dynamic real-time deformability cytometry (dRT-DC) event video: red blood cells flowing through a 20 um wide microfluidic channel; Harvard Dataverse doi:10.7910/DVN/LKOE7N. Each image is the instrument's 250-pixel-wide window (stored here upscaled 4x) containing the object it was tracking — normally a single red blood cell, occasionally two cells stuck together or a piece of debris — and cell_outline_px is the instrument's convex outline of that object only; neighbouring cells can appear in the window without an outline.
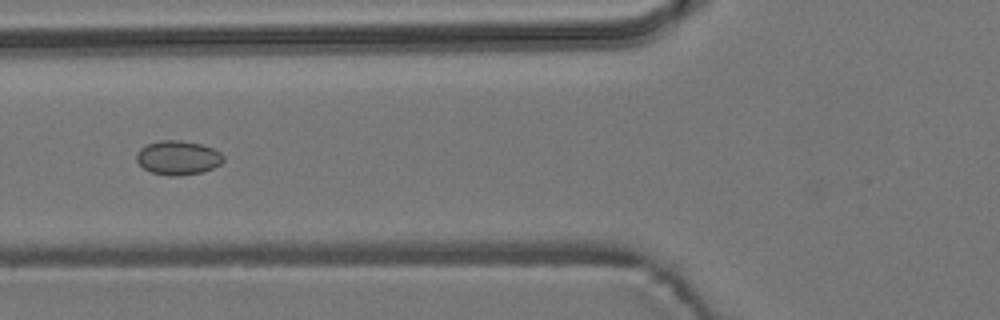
{"species": "common noctule bat (a hibernating species)", "species_latin": "Nyctalus noctula", "temperature_condition": "room temperature", "stored_images_in_passage": 6, "camera_frame_rate_fps": 3000, "um_per_image_px": 0.085, "animal": {"sex": "male", "body_mass_g": 19.2, "forearm_length_mm": 51.8}, "frame": {"image": 1, "passage_image": 4, "time_ms": 3.667, "image_size_px": [1000, 320], "cell_outline_px": [[224, 160], [220, 164], [212, 168], [200, 172], [180, 176], [172, 176], [152, 172], [144, 168], [136, 160], [136, 152], [140, 148], [148, 144], [160, 140], [180, 140], [200, 144], [212, 148], [220, 152], [224, 156]], "centroid_in_image_um": [15.12, 13.4], "position_along_channel_um": 110.7, "area_um2": 17.17}}
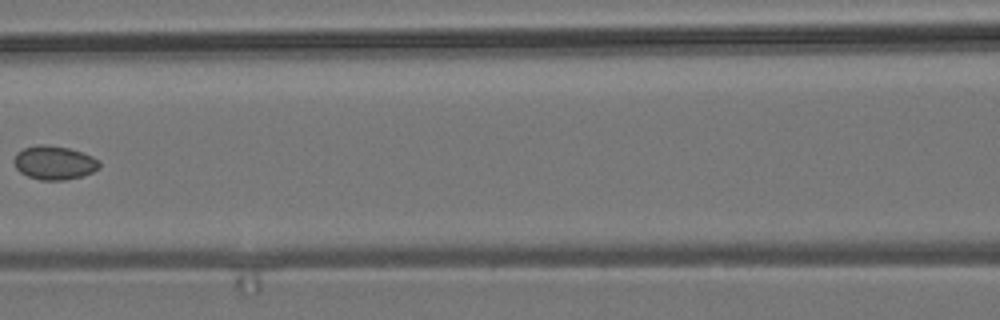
{"frame": {"image": 2, "passage_image": 5, "time_ms": 5.0, "image_size_px": [1000, 320], "cell_outline_px": [[100, 168], [92, 172], [80, 176], [64, 180], [40, 180], [28, 176], [20, 172], [16, 168], [12, 160], [16, 152], [24, 148], [36, 144], [44, 144], [68, 148], [92, 156], [100, 160]], "centroid_in_image_um": [4.58, 13.82], "position_along_channel_um": 162.0, "area_um2": 16.88}}
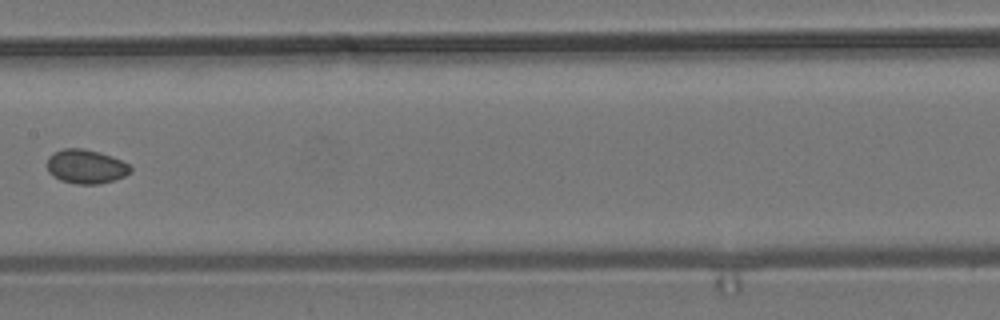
{"frame": {"image": 3, "passage_image": 6, "time_ms": 6.0, "image_size_px": [1000, 320], "cell_outline_px": [[132, 172], [124, 176], [100, 184], [76, 184], [60, 180], [48, 172], [48, 156], [52, 152], [64, 148], [84, 148], [100, 152], [112, 156], [128, 164], [132, 168]], "centroid_in_image_um": [7.3, 14.14], "position_along_channel_um": 200.1, "area_um2": 16.65}}